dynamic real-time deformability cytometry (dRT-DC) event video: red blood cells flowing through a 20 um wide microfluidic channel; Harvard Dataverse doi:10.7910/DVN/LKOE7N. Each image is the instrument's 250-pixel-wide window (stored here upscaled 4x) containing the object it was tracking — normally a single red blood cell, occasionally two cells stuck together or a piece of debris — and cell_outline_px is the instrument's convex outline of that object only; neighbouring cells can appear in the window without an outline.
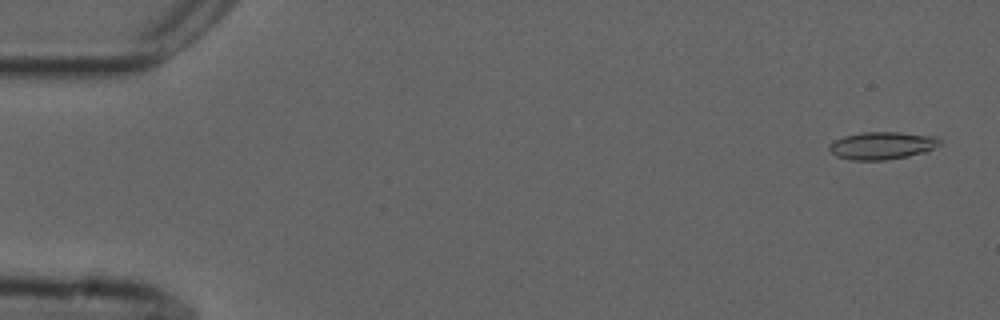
{"species": "common noctule bat (a hibernating species)", "species_latin": "Nyctalus noctula", "temperature_condition": "cold", "stored_images_in_passage": 17, "camera_frame_rate_fps": 3000, "um_per_image_px": 0.085, "animal": {"sex": "male", "forearm_length_mm": 52.5}, "frame": {"image": 1, "passage_image": 2, "time_ms": 0.333, "image_size_px": [1000, 320], "cell_outline_px": [[940, 144], [936, 148], [928, 152], [908, 156], [884, 160], [852, 160], [836, 156], [828, 148], [832, 140], [844, 136], [860, 132], [896, 132], [936, 136], [940, 140]], "centroid_in_image_um": [74.99, 12.37], "position_along_channel_um": 10.0, "area_um2": 17.92}}
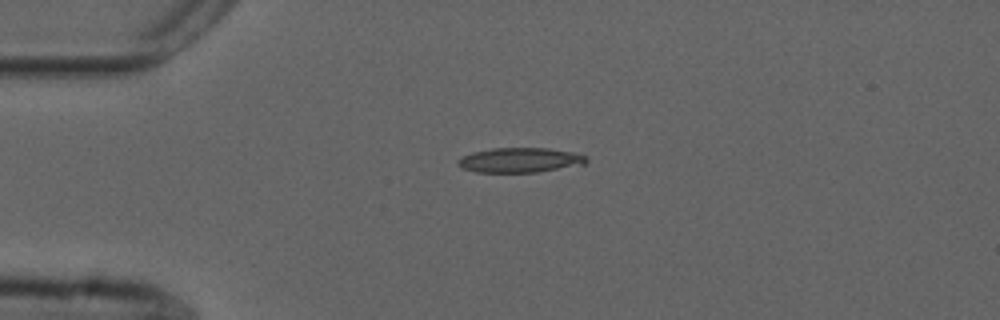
{"frame": {"image": 2, "passage_image": 13, "time_ms": 4.0, "image_size_px": [1000, 320], "cell_outline_px": [[588, 160], [584, 164], [536, 172], [476, 172], [464, 168], [456, 164], [456, 160], [472, 152], [492, 148], [548, 148], [572, 152], [588, 156]], "centroid_in_image_um": [44.19, 13.6], "position_along_channel_um": 40.8, "area_um2": 18.44}}